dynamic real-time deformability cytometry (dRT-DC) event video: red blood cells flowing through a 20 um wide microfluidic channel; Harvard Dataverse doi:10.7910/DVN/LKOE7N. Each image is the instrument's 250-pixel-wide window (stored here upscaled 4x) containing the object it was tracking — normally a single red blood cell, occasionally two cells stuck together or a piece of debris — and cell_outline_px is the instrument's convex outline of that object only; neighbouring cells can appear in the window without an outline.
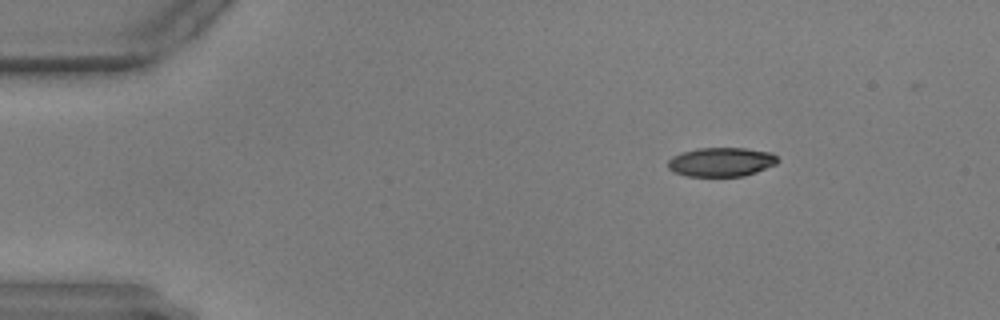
{"species": "common noctule bat (a hibernating species)", "species_latin": "Nyctalus noctula", "temperature_condition": "warm", "stored_images_in_passage": 51, "camera_frame_rate_fps": 3000, "um_per_image_px": 0.085, "animal": {"sex": "male", "body_mass_g": 17.9, "forearm_length_mm": 54.2}, "frame": {"image": 1, "passage_image": 1, "time_ms": 0.0, "image_size_px": [1000, 320], "cell_outline_px": [[780, 160], [776, 164], [756, 172], [744, 176], [688, 176], [672, 172], [668, 168], [668, 160], [672, 156], [680, 152], [696, 148], [744, 148], [772, 152]], "centroid_in_image_um": [61.29, 13.76], "position_along_channel_um": 23.7, "area_um2": 18.79}}
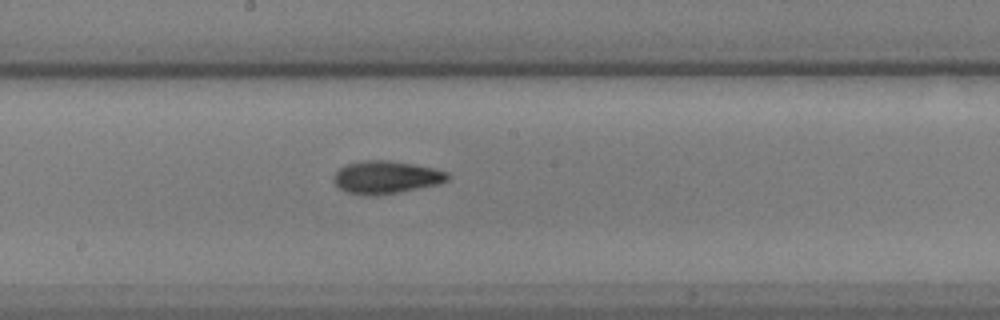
{"frame": {"image": 2, "passage_image": 24, "time_ms": 7.667, "image_size_px": [1000, 320], "cell_outline_px": [[448, 180], [436, 184], [400, 192], [368, 196], [364, 196], [348, 192], [340, 188], [332, 180], [332, 176], [340, 168], [348, 164], [364, 160], [388, 160], [412, 164], [432, 168], [448, 172]], "centroid_in_image_um": [32.77, 15.07], "position_along_channel_um": 215.4, "area_um2": 21.5}}
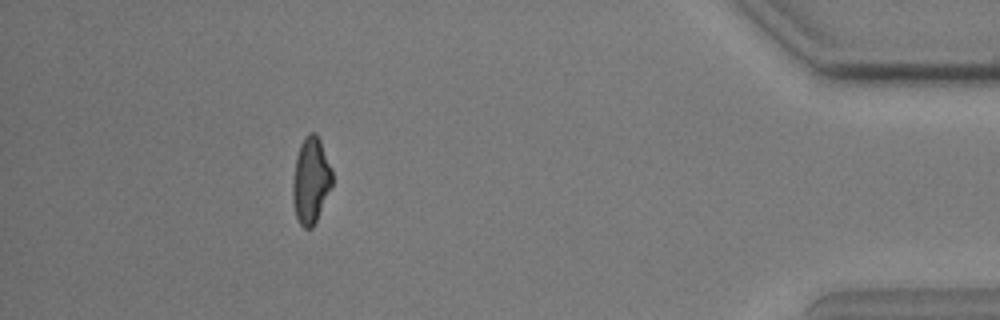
{"frame": {"image": 3, "passage_image": 45, "time_ms": 14.667, "image_size_px": [1000, 320], "cell_outline_px": [[332, 184], [316, 220], [312, 228], [304, 228], [300, 224], [296, 216], [292, 200], [292, 180], [296, 156], [300, 144], [304, 136], [308, 132], [316, 132], [320, 140], [332, 168]], "centroid_in_image_um": [26.4, 15.29], "position_along_channel_um": 408.8, "area_um2": 19.88}}